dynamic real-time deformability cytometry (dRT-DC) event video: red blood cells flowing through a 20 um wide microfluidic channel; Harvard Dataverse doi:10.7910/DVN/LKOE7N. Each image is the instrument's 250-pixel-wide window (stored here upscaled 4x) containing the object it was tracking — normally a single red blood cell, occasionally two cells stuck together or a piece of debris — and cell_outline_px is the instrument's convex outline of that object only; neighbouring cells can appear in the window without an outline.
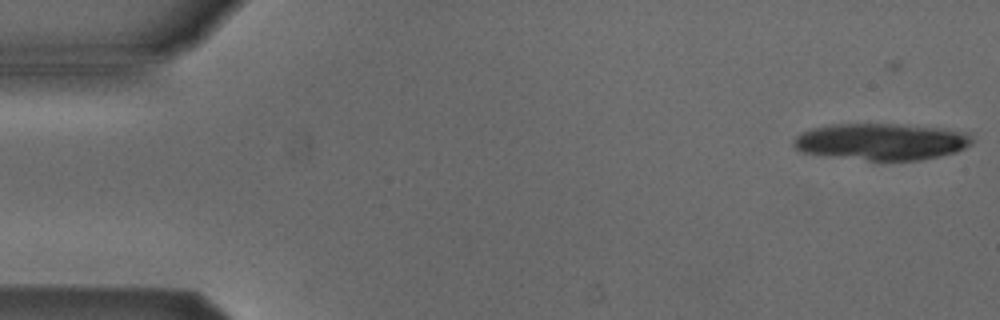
{"species": "Egyptian fruit bat (a non-hibernating species)", "species_latin": "Rousettus aegyptiacus", "temperature_condition": "cold", "stored_images_in_passage": 6, "camera_frame_rate_fps": 3000, "um_per_image_px": 0.085, "animal": {"sex": "male"}, "frame": {"image": 1, "passage_image": 1, "time_ms": 0.0, "image_size_px": [1000, 320], "cell_outline_px": [[972, 144], [956, 152], [940, 156], [920, 160], [868, 160], [828, 156], [800, 152], [792, 144], [792, 140], [800, 132], [812, 128], [832, 124], [896, 124], [940, 128], [964, 132], [972, 136]], "centroid_in_image_um": [74.88, 12.04], "position_along_channel_um": 10.1, "area_um2": 38.21}}